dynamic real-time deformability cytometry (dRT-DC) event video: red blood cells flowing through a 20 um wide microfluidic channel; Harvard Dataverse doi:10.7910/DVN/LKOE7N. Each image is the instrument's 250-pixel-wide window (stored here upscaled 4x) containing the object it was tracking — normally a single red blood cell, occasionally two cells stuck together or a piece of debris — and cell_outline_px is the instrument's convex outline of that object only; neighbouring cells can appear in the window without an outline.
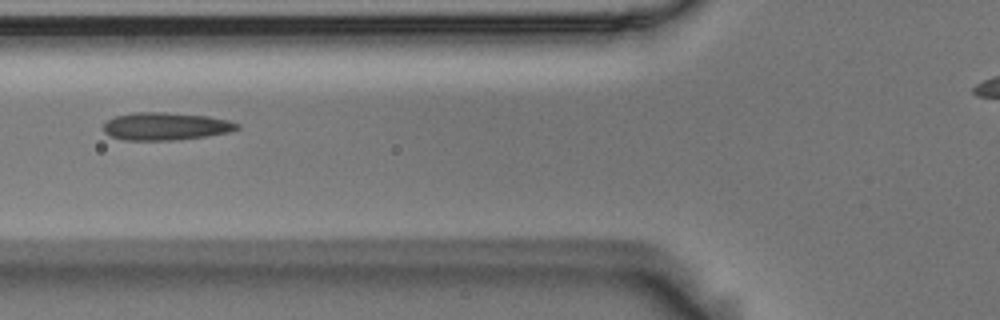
{"species": "Egyptian fruit bat (a non-hibernating species)", "species_latin": "Rousettus aegyptiacus", "temperature_condition": "room temperature", "stored_images_in_passage": 7, "camera_frame_rate_fps": 3000, "um_per_image_px": 0.085, "animal": {"sex": "male"}, "frame": {"image": 1, "passage_image": 2, "time_ms": 0.333, "image_size_px": [1000, 320], "cell_outline_px": [[240, 128], [228, 132], [208, 136], [176, 140], [124, 140], [112, 136], [104, 132], [104, 124], [108, 120], [116, 116], [132, 112], [164, 112], [208, 116], [228, 120], [240, 124]], "centroid_in_image_um": [14.1, 10.73], "position_along_channel_um": 111.7, "area_um2": 21.56}}
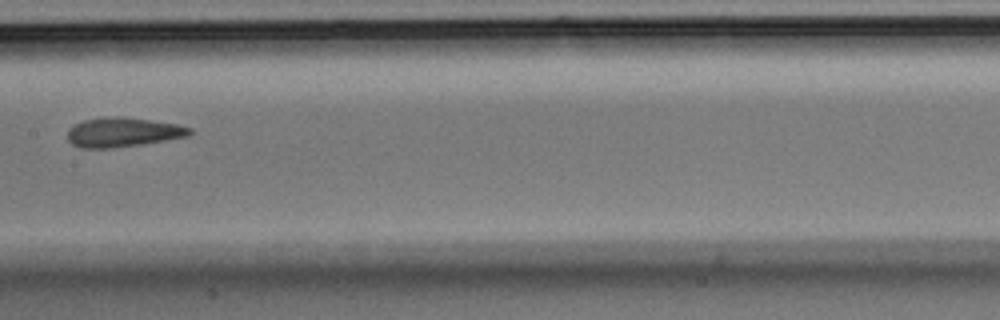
{"frame": {"image": 2, "passage_image": 4, "time_ms": 1.0, "image_size_px": [1000, 320], "cell_outline_px": [[192, 132], [188, 136], [140, 144], [112, 148], [80, 148], [72, 144], [68, 140], [68, 128], [84, 120], [108, 116], [124, 116], [176, 124], [192, 128]], "centroid_in_image_um": [10.42, 11.23], "position_along_channel_um": 197.0, "area_um2": 20.87}}
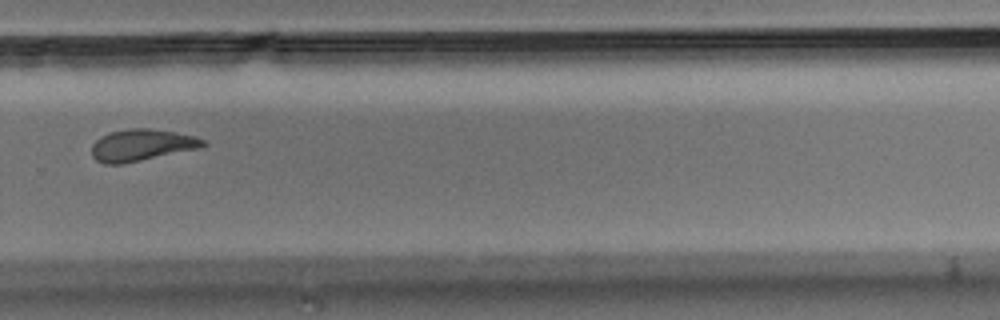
{"frame": {"image": 3, "passage_image": 7, "time_ms": 2.0, "image_size_px": [1000, 320], "cell_outline_px": [[208, 144], [200, 148], [124, 164], [104, 164], [96, 160], [92, 156], [92, 144], [100, 136], [108, 132], [128, 128], [148, 128], [176, 132], [196, 136], [204, 140]], "centroid_in_image_um": [12.03, 12.33], "position_along_channel_um": 317.8, "area_um2": 20.87}}